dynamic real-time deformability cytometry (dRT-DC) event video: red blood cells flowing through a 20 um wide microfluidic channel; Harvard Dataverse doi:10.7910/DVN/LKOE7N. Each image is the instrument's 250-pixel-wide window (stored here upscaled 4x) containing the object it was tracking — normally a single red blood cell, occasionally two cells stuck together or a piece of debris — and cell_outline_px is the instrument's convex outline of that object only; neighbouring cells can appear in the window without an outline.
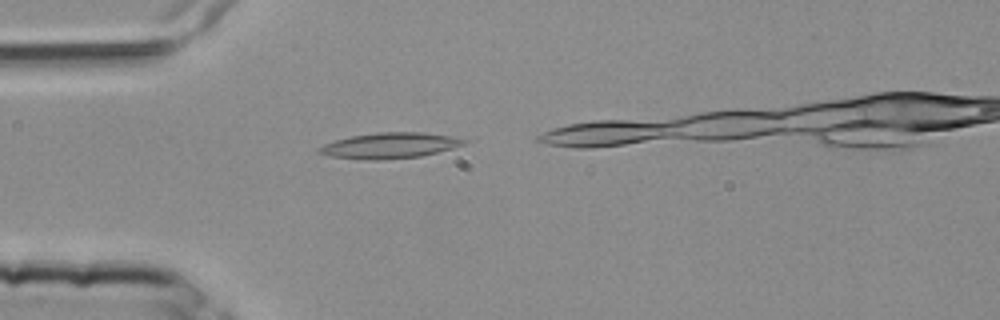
{"species": "common noctule bat (a hibernating species)", "species_latin": "Nyctalus noctula", "temperature_condition": "room temperature", "stored_images_in_passage": 5, "camera_frame_rate_fps": 3000, "um_per_image_px": 0.085, "animal": {"sex": "female", "body_mass_g": 25.1}, "frame": {"image": 1, "passage_image": 1, "time_ms": 0.0, "image_size_px": [1000, 320], "cell_outline_px": [[464, 144], [452, 148], [420, 156], [380, 160], [368, 160], [332, 156], [316, 152], [316, 148], [324, 144], [336, 140], [352, 136], [376, 132], [424, 132], [452, 136], [464, 140]], "centroid_in_image_um": [33.08, 12.36], "position_along_channel_um": 51.9, "area_um2": 21.44}}